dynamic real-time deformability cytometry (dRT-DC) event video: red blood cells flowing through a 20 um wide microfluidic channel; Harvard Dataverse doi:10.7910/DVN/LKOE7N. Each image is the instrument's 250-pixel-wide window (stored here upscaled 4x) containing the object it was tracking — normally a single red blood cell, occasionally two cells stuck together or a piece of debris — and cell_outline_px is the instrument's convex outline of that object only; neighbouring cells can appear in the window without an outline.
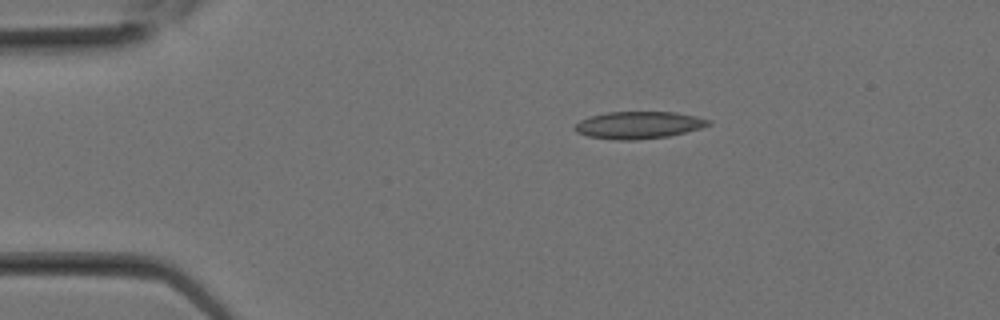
{"species": "Egyptian fruit bat (a non-hibernating species)", "species_latin": "Rousettus aegyptiacus", "temperature_condition": "room temperature", "stored_images_in_passage": 6, "camera_frame_rate_fps": 3000, "um_per_image_px": 0.085, "animal": {"sex": "female"}, "frame": {"image": 1, "passage_image": 1, "time_ms": 0.0, "image_size_px": [1000, 320], "cell_outline_px": [[712, 124], [700, 128], [668, 136], [632, 140], [620, 140], [588, 136], [576, 132], [572, 128], [580, 120], [588, 116], [608, 112], [676, 112], [696, 116], [712, 120]], "centroid_in_image_um": [54.27, 10.62], "position_along_channel_um": 30.7, "area_um2": 21.15}}
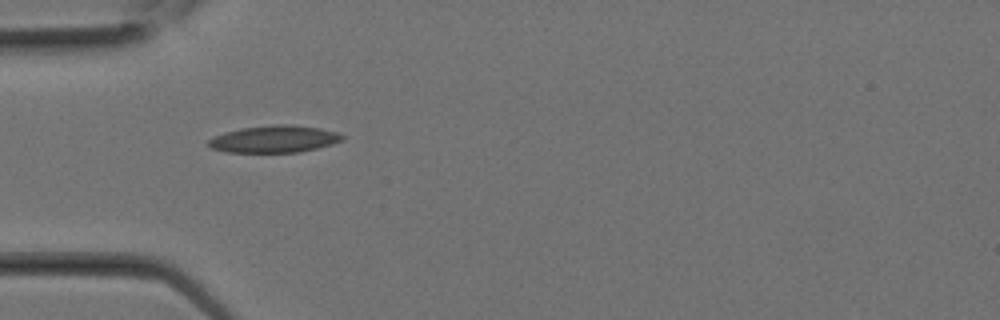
{"frame": {"image": 2, "passage_image": 4, "time_ms": 1.0, "image_size_px": [1000, 320], "cell_outline_px": [[344, 140], [332, 144], [300, 152], [228, 152], [212, 148], [208, 144], [208, 140], [212, 136], [224, 132], [240, 128], [272, 124], [288, 124], [320, 128], [336, 132], [344, 136]], "centroid_in_image_um": [23.3, 11.81], "position_along_channel_um": 61.7, "area_um2": 21.15}}
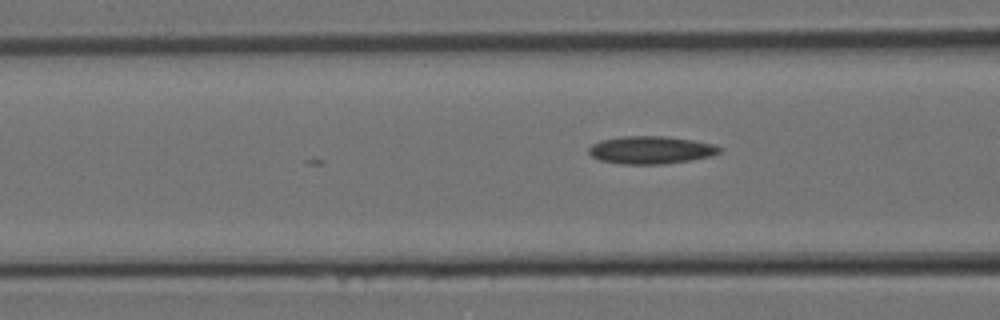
{"frame": {"image": 3, "passage_image": 6, "time_ms": 1.667, "image_size_px": [1000, 320], "cell_outline_px": [[724, 148], [720, 152], [712, 156], [664, 164], [620, 164], [600, 160], [592, 156], [588, 152], [588, 148], [592, 144], [600, 140], [620, 136], [668, 136], [716, 144]], "centroid_in_image_um": [55.34, 12.74], "position_along_channel_um": 111.3, "area_um2": 21.33}}